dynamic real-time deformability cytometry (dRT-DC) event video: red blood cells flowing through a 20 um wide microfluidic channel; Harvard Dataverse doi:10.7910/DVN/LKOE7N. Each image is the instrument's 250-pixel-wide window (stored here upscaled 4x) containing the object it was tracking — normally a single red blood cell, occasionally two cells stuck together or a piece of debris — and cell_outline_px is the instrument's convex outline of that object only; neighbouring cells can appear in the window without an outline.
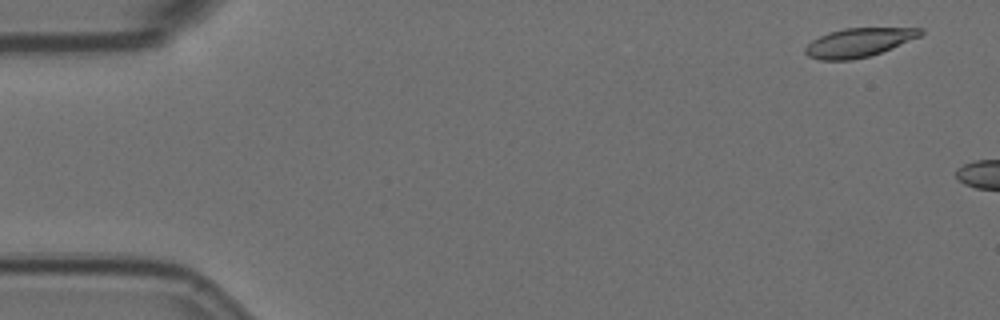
{"species": "Egyptian fruit bat (a non-hibernating species)", "species_latin": "Rousettus aegyptiacus", "temperature_condition": "room temperature", "stored_images_in_passage": 2, "camera_frame_rate_fps": 3000, "um_per_image_px": 0.085, "animal": {"sex": "female"}, "frame": {"image": 1, "passage_image": 1, "time_ms": 0.0, "image_size_px": [1000, 320], "cell_outline_px": [[924, 32], [920, 36], [892, 48], [868, 56], [852, 60], [820, 60], [808, 56], [804, 52], [804, 48], [812, 40], [828, 32], [844, 28], [924, 28]], "centroid_in_image_um": [72.97, 3.61], "position_along_channel_um": 12.0, "area_um2": 19.31}}